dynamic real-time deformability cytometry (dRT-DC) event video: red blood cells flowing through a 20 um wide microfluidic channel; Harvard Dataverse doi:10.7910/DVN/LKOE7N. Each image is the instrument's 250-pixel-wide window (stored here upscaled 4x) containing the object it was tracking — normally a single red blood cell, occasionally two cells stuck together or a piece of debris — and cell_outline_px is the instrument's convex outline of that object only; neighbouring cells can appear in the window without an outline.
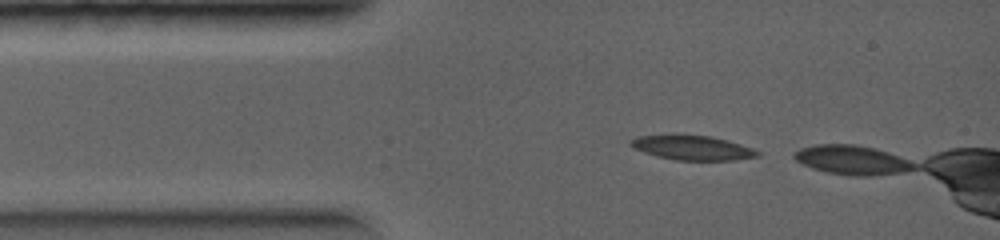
{"species": "common noctule bat (a hibernating species)", "species_latin": "Nyctalus noctula", "temperature_condition": "warm", "stored_images_in_passage": 2, "camera_frame_rate_fps": 5000, "um_per_image_px": 0.085, "animal": {"sex": "female", "body_mass_g": 19.0, "forearm_length_mm": 56.7}, "frame": {"image": 1, "passage_image": 1, "time_ms": 0.0, "image_size_px": [1000, 240], "cell_outline_px": [[760, 156], [736, 160], [676, 160], [656, 156], [644, 152], [628, 144], [628, 140], [640, 136], [676, 132], [712, 136], [728, 140], [752, 148], [760, 152]], "centroid_in_image_um": [58.82, 12.52], "position_along_channel_um": 26.2, "area_um2": 18.79}}